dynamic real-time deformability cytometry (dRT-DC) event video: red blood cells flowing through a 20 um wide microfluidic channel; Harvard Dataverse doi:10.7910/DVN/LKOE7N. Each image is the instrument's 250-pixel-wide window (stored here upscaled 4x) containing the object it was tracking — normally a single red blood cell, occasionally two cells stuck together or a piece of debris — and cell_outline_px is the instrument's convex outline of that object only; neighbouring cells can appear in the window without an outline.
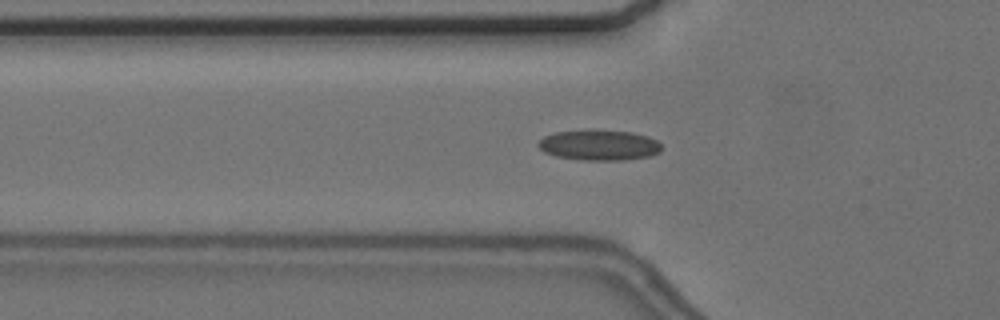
{"species": "common noctule bat (a hibernating species)", "species_latin": "Nyctalus noctula", "temperature_condition": "cold", "stored_images_in_passage": 46, "camera_frame_rate_fps": 3000, "um_per_image_px": 0.085, "animal": {"sex": "female", "body_mass_g": 24.6, "forearm_length_mm": 56.2}, "frame": {"image": 1, "passage_image": 9, "time_ms": 2.667, "image_size_px": [1000, 320], "cell_outline_px": [[660, 152], [648, 156], [624, 160], [580, 160], [556, 156], [544, 152], [536, 144], [544, 136], [556, 132], [592, 128], [632, 132], [648, 136], [656, 140], [660, 144]], "centroid_in_image_um": [50.9, 12.31], "position_along_channel_um": 74.9, "area_um2": 22.25}}
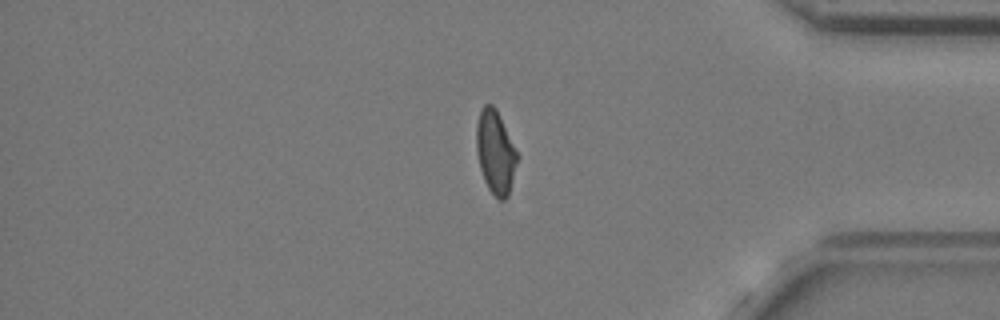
{"frame": {"image": 2, "passage_image": 37, "time_ms": 12.0, "image_size_px": [1000, 320], "cell_outline_px": [[520, 156], [508, 196], [504, 200], [500, 200], [488, 188], [484, 180], [480, 168], [476, 152], [476, 124], [480, 108], [484, 104], [492, 104], [496, 108]], "centroid_in_image_um": [42.12, 12.91], "position_along_channel_um": 393.1, "area_um2": 20.17}}
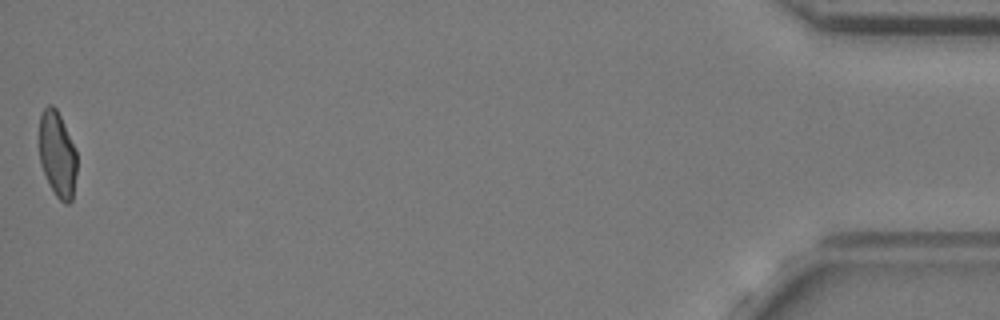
{"frame": {"image": 3, "passage_image": 46, "time_ms": 15.0, "image_size_px": [1000, 320], "cell_outline_px": [[76, 176], [72, 200], [68, 204], [64, 204], [56, 196], [48, 184], [40, 164], [40, 112], [48, 104], [52, 104], [56, 108], [76, 148]], "centroid_in_image_um": [4.88, 13.13], "position_along_channel_um": 430.3, "area_um2": 18.96}, "authors_computed_cell_mechanics": {"area_um2": 20.23, "velocity_mm_per_s": 3.661, "shape_relaxation_time_tau1_ms": null, "shape_relaxation_time_tau2_ms": 1.9691, "deformation_change_tau1": null, "deformation_change_tau2": 0.0916}}